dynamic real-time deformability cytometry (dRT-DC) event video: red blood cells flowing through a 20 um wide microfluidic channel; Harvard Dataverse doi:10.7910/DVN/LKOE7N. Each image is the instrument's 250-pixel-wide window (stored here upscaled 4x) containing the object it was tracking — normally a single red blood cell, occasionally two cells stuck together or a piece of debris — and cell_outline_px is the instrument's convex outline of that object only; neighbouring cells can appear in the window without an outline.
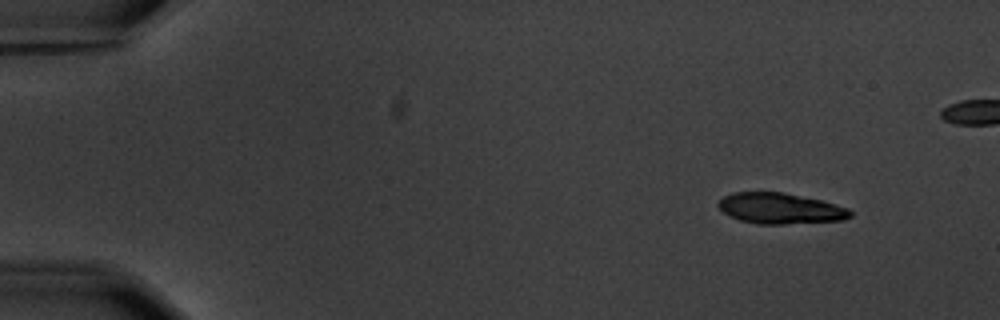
{"species": "common noctule bat (a hibernating species)", "species_latin": "Nyctalus noctula", "temperature_condition": "warm", "stored_images_in_passage": 5, "camera_frame_rate_fps": 3000, "um_per_image_px": 0.085, "animal": {"sex": "male", "body_mass_g": 20.1, "forearm_length_mm": 53.5}, "frame": {"image": 1, "passage_image": 1, "time_ms": 0.0, "image_size_px": [1000, 320], "cell_outline_px": [[852, 216], [844, 220], [784, 224], [756, 224], [740, 220], [728, 216], [716, 204], [724, 196], [732, 192], [780, 192], [820, 200], [848, 208], [852, 212]], "centroid_in_image_um": [66.3, 17.72], "position_along_channel_um": 18.7, "area_um2": 23.58}}